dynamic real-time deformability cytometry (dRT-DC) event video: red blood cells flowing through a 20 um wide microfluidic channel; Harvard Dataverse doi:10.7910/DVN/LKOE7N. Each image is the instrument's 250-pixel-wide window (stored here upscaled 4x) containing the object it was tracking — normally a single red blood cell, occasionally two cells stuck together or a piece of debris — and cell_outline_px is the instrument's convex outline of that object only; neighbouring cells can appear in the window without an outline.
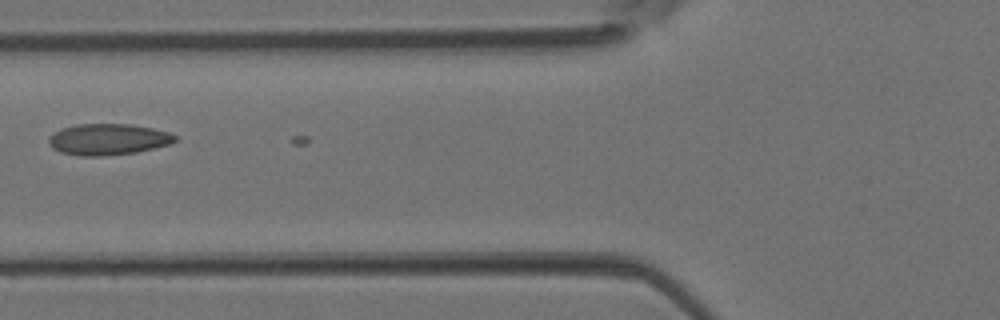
{"species": "Egyptian fruit bat (a non-hibernating species)", "species_latin": "Rousettus aegyptiacus", "temperature_condition": "room temperature", "stored_images_in_passage": 4, "camera_frame_rate_fps": 3000, "um_per_image_px": 0.085, "animal": {"sex": "female"}, "frame": {"image": 1, "passage_image": 3, "time_ms": 0.667, "image_size_px": [1000, 320], "cell_outline_px": [[176, 140], [172, 144], [136, 152], [100, 156], [80, 156], [60, 152], [52, 148], [48, 144], [48, 140], [56, 132], [64, 128], [76, 124], [132, 124], [152, 128], [168, 132], [176, 136]], "centroid_in_image_um": [9.2, 11.85], "position_along_channel_um": 116.6, "area_um2": 22.89}}